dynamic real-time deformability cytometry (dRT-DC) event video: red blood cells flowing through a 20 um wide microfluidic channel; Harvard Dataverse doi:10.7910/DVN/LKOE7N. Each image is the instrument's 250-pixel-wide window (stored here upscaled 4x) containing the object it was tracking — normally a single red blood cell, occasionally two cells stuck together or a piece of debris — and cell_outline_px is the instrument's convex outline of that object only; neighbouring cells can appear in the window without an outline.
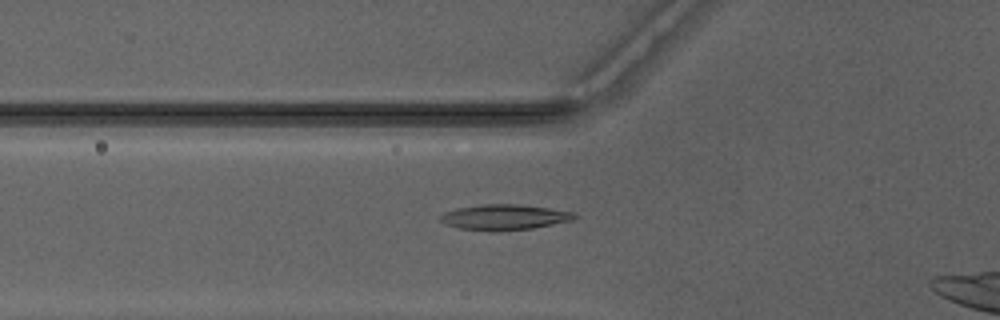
{"species": "Egyptian fruit bat (a non-hibernating species)", "species_latin": "Rousettus aegyptiacus", "temperature_condition": "warm", "stored_images_in_passage": 7, "camera_frame_rate_fps": 3000, "um_per_image_px": 0.085, "animal": {"sex": "male"}, "frame": {"image": 1, "passage_image": 2, "time_ms": 0.333, "image_size_px": [1000, 320], "cell_outline_px": [[576, 216], [572, 220], [532, 228], [460, 228], [448, 224], [440, 220], [440, 216], [444, 212], [456, 208], [484, 204], [516, 204], [548, 208], [576, 212]], "centroid_in_image_um": [42.91, 18.4], "position_along_channel_um": 82.9, "area_um2": 18.73}}
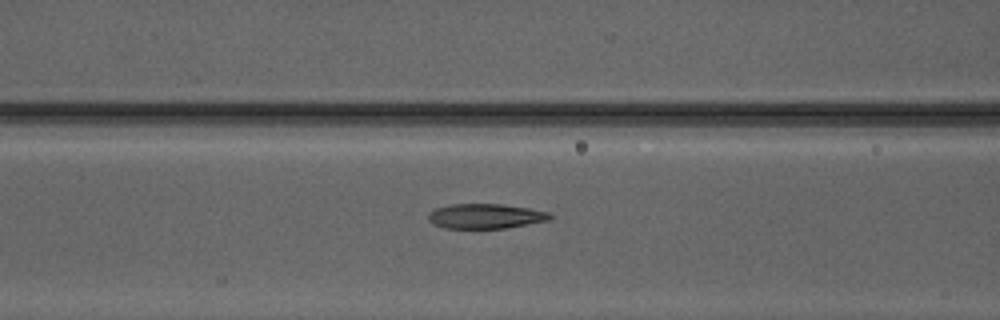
{"frame": {"image": 2, "passage_image": 5, "time_ms": 1.333, "image_size_px": [1000, 320], "cell_outline_px": [[552, 216], [548, 220], [504, 228], [444, 228], [428, 220], [428, 212], [436, 208], [452, 204], [504, 204], [528, 208], [548, 212]], "centroid_in_image_um": [41.23, 18.36], "position_along_channel_um": 125.4, "area_um2": 17.4}}